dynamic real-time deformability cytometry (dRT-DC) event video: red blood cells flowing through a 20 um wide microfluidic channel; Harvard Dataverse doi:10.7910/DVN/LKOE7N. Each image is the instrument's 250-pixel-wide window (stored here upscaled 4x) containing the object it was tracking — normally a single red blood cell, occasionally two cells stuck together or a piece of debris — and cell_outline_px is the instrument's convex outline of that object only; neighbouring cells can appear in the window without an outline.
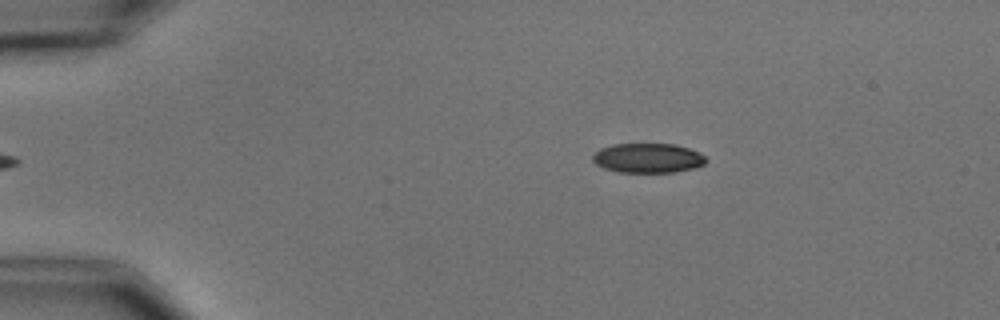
{"species": "common noctule bat (a hibernating species)", "species_latin": "Nyctalus noctula", "temperature_condition": "cold", "stored_images_in_passage": 2, "camera_frame_rate_fps": 3000, "um_per_image_px": 0.085, "animal": {"sex": "male", "body_mass_g": 15.6}, "frame": {"image": 1, "passage_image": 2, "time_ms": 1.333, "image_size_px": [1000, 320], "cell_outline_px": [[708, 160], [704, 164], [696, 168], [672, 172], [620, 172], [604, 168], [596, 164], [592, 160], [592, 156], [600, 148], [612, 144], [676, 144], [688, 148], [704, 156]], "centroid_in_image_um": [55.06, 13.43], "position_along_channel_um": 29.9, "area_um2": 19.48}}